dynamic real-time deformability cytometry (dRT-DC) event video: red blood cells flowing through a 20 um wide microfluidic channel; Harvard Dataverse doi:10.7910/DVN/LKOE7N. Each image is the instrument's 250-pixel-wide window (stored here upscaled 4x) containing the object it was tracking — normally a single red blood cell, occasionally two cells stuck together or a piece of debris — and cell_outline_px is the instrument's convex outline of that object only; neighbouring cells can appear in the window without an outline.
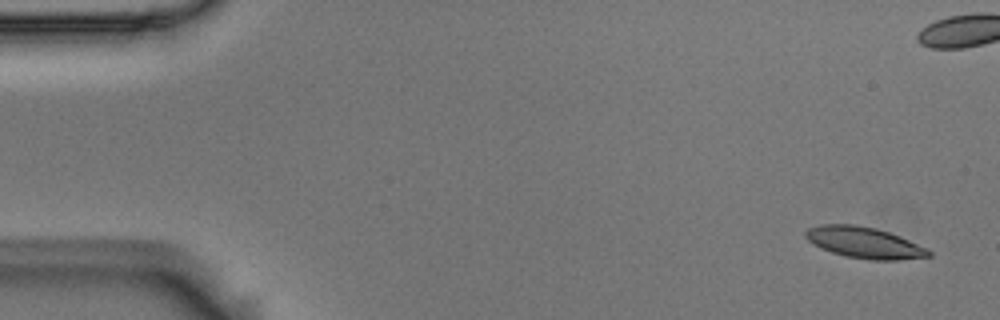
{"species": "Egyptian fruit bat (a non-hibernating species)", "species_latin": "Rousettus aegyptiacus", "temperature_condition": "room temperature", "stored_images_in_passage": 4, "camera_frame_rate_fps": 3000, "um_per_image_px": 0.085, "animal": {"sex": "male"}, "frame": {"image": 1, "passage_image": 1, "time_ms": 0.0, "image_size_px": [1000, 320], "cell_outline_px": [[932, 256], [900, 260], [868, 260], [844, 256], [820, 248], [812, 244], [804, 236], [804, 232], [808, 228], [820, 224], [856, 224], [876, 228], [900, 236], [928, 248], [932, 252]], "centroid_in_image_um": [73.46, 20.62], "position_along_channel_um": 11.5, "area_um2": 22.72}}